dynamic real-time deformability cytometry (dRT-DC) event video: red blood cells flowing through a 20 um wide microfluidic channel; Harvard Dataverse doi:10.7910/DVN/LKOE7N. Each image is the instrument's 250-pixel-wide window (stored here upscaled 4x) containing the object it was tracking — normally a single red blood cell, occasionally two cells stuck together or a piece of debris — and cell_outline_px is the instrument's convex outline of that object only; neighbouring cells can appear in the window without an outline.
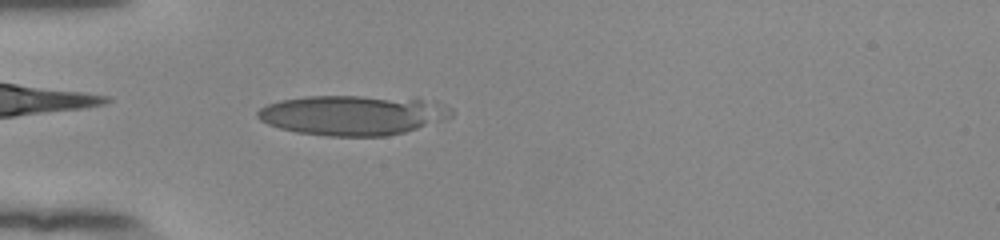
{"species": "human", "species_latin": "Homo sapiens", "temperature_condition": "room temperature", "stored_images_in_passage": 49, "camera_frame_rate_fps": 3000, "um_per_image_px": 0.085, "donor": {"sex": "female"}, "frame": {"image": 1, "passage_image": 12, "time_ms": 3.667, "image_size_px": [1000, 240], "cell_outline_px": [[452, 116], [444, 120], [404, 132], [384, 136], [328, 136], [296, 132], [280, 128], [268, 124], [260, 120], [256, 116], [256, 112], [260, 108], [268, 104], [280, 100], [304, 96], [416, 96], [436, 100], [452, 108]], "centroid_in_image_um": [30.06, 9.75], "position_along_channel_um": 54.9, "area_um2": 46.01}}
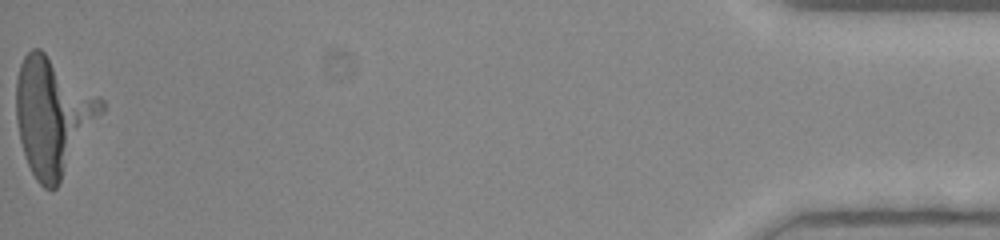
{"frame": {"image": 2, "passage_image": 49, "time_ms": 16.0, "image_size_px": [1000, 240], "cell_outline_px": [[104, 112], [56, 188], [44, 188], [36, 180], [28, 164], [20, 140], [16, 120], [16, 80], [20, 64], [24, 56], [32, 48], [40, 48], [100, 96], [104, 100]], "centroid_in_image_um": [4.5, 9.84], "position_along_channel_um": 430.7, "area_um2": 57.8}}